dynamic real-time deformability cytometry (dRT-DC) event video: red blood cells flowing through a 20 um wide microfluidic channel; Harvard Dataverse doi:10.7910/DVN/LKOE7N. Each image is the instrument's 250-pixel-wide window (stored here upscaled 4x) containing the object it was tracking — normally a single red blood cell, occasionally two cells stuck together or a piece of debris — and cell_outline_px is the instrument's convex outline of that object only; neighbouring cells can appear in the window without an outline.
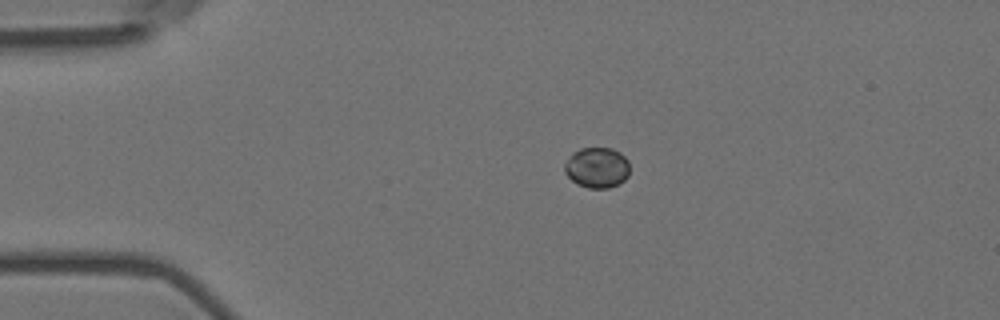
{"species": "Egyptian fruit bat (a non-hibernating species)", "species_latin": "Rousettus aegyptiacus", "temperature_condition": "room temperature", "stored_images_in_passage": 5, "camera_frame_rate_fps": 3000, "um_per_image_px": 0.085, "animal": {"sex": "female"}, "frame": {"image": 1, "passage_image": 3, "time_ms": 0.667, "image_size_px": [1000, 320], "cell_outline_px": [[628, 176], [624, 180], [608, 188], [588, 188], [576, 184], [564, 172], [564, 164], [568, 156], [572, 152], [580, 148], [612, 148], [620, 152], [628, 160]], "centroid_in_image_um": [50.71, 14.23], "position_along_channel_um": 34.3, "area_um2": 15.49}}
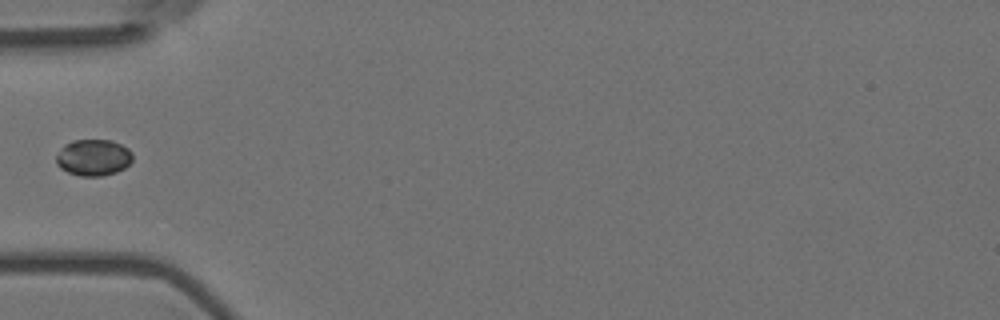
{"frame": {"image": 2, "passage_image": 5, "time_ms": 1.333, "image_size_px": [1000, 320], "cell_outline_px": [[132, 160], [124, 168], [116, 172], [100, 176], [80, 176], [68, 172], [60, 168], [56, 164], [56, 156], [60, 148], [64, 144], [72, 140], [112, 140], [128, 148], [132, 152]], "centroid_in_image_um": [7.91, 13.38], "position_along_channel_um": 77.1, "area_um2": 16.3}}